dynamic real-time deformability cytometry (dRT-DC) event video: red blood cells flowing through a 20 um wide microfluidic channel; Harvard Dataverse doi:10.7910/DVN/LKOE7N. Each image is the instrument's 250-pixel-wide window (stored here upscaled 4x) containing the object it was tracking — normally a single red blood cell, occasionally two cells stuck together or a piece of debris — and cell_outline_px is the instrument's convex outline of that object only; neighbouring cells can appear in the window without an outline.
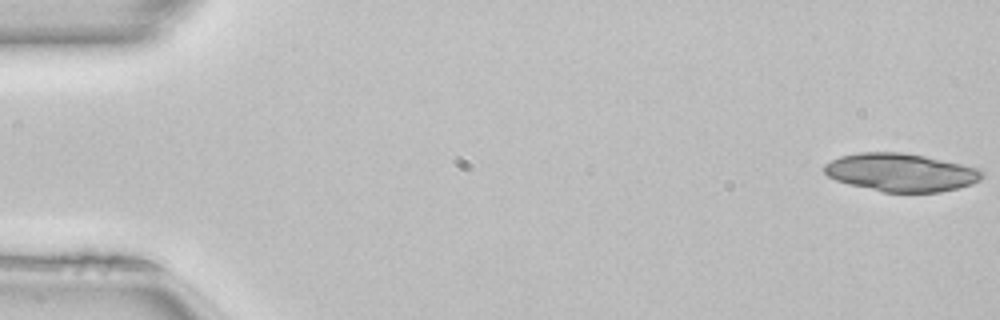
{"species": "common noctule bat (a hibernating species)", "species_latin": "Nyctalus noctula", "temperature_condition": "room temperature", "stored_images_in_passage": 37, "camera_frame_rate_fps": 3000, "um_per_image_px": 0.085, "animal": {"sex": "female", "body_mass_g": 22.7, "forearm_length_mm": 54.2}, "frame": {"image": 1, "passage_image": 1, "time_ms": 0.0, "image_size_px": [1000, 320], "cell_outline_px": [[984, 176], [980, 180], [972, 184], [940, 192], [884, 192], [848, 184], [836, 180], [828, 176], [824, 172], [824, 164], [840, 156], [860, 152], [904, 152], [924, 156], [980, 168], [984, 172]], "centroid_in_image_um": [76.59, 14.65], "position_along_channel_um": 8.4, "area_um2": 35.03}}